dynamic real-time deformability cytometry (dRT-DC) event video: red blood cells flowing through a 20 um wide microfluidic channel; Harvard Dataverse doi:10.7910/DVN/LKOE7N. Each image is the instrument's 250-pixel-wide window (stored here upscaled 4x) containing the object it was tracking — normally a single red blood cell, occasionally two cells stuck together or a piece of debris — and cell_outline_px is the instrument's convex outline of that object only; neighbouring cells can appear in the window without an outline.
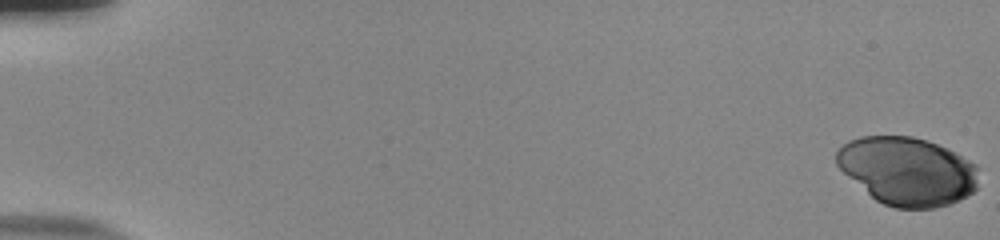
{"species": "human", "species_latin": "Homo sapiens", "temperature_condition": "room temperature", "stored_images_in_passage": 55, "camera_frame_rate_fps": 3000, "um_per_image_px": 0.085, "donor": {"sex": "male"}, "frame": {"image": 1, "passage_image": 1, "time_ms": 0.0, "image_size_px": [1000, 240], "cell_outline_px": [[976, 188], [972, 192], [960, 200], [948, 204], [932, 208], [896, 208], [884, 204], [876, 200], [848, 176], [836, 164], [836, 152], [848, 140], [860, 136], [912, 136], [928, 140], [948, 148], [976, 164]], "centroid_in_image_um": [77.12, 14.52], "position_along_channel_um": 7.9, "area_um2": 56.18}}